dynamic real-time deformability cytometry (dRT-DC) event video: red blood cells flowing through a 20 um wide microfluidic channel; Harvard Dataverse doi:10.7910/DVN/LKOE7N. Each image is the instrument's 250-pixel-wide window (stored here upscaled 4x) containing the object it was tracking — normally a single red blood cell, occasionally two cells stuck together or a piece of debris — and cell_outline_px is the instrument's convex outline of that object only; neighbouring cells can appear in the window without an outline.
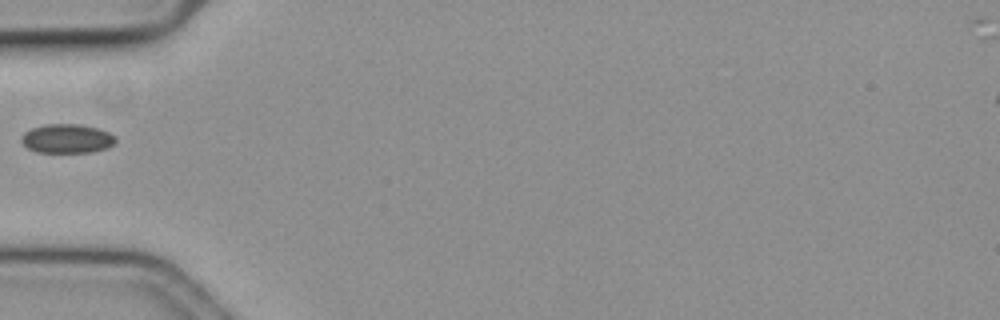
{"species": "common noctule bat (a hibernating species)", "species_latin": "Nyctalus noctula", "temperature_condition": "cold", "stored_images_in_passage": 23, "camera_frame_rate_fps": 3000, "um_per_image_px": 0.085, "animal": {"sex": "female", "body_mass_g": 19.3, "forearm_length_mm": 54.1}, "frame": {"image": 1, "passage_image": 1, "time_ms": 0.0, "image_size_px": [1000, 320], "cell_outline_px": [[116, 140], [112, 144], [104, 148], [92, 152], [36, 152], [28, 148], [20, 140], [20, 136], [24, 132], [32, 128], [44, 124], [80, 124], [100, 128], [116, 136]], "centroid_in_image_um": [5.67, 11.77], "position_along_channel_um": 79.3, "area_um2": 16.01}}
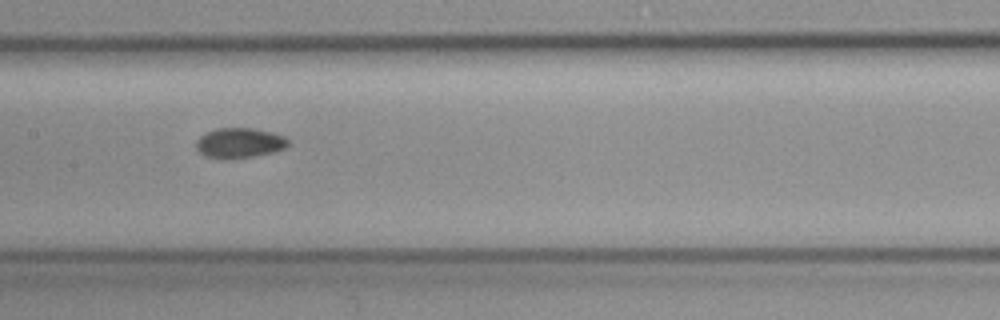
{"frame": {"image": 2, "passage_image": 10, "time_ms": 3.0, "image_size_px": [1000, 320], "cell_outline_px": [[288, 144], [284, 148], [272, 152], [252, 156], [224, 160], [208, 156], [200, 152], [196, 148], [196, 140], [204, 132], [216, 128], [252, 128], [284, 136], [288, 140]], "centroid_in_image_um": [20.3, 12.15], "position_along_channel_um": 187.1, "area_um2": 16.01}}
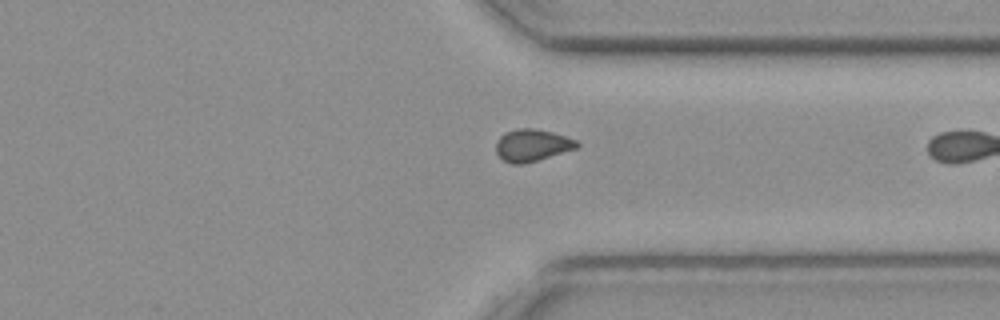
{"frame": {"image": 3, "passage_image": 22, "time_ms": 7.0, "image_size_px": [1000, 320], "cell_outline_px": [[580, 144], [576, 148], [524, 164], [512, 164], [504, 160], [496, 152], [496, 140], [504, 132], [516, 128], [532, 128], [552, 132], [576, 140]], "centroid_in_image_um": [45.19, 12.33], "position_along_channel_um": 366.2, "area_um2": 15.03}}